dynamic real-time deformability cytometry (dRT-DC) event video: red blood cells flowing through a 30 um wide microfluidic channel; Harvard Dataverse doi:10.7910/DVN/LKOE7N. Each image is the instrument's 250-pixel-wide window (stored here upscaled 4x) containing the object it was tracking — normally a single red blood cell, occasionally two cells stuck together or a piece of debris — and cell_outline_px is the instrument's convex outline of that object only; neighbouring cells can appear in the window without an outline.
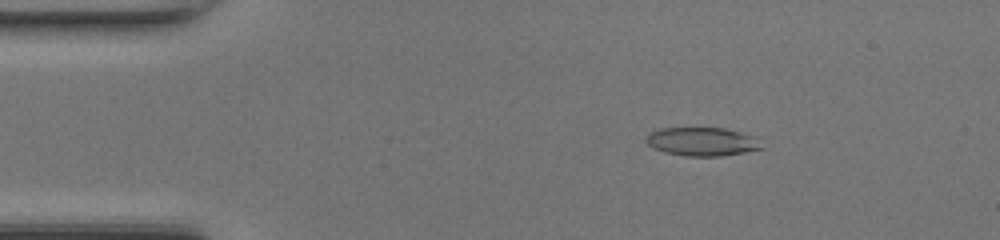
{"species": "common noctule bat (a hibernating species)", "species_latin": "Nyctalus noctula", "temperature_condition": "room temperature", "stored_images_in_passage": 48, "camera_frame_rate_fps": 3000, "um_per_image_px": 0.085, "animal": {"sex": "female", "body_mass_g": 17.0, "forearm_length_mm": 48.0}, "frame": {"image": 1, "passage_image": 8, "time_ms": 2.333, "image_size_px": [1000, 240], "cell_outline_px": [[764, 148], [744, 152], [720, 156], [684, 156], [664, 152], [652, 148], [644, 140], [644, 136], [648, 132], [660, 128], [724, 128], [740, 132], [752, 136]], "centroid_in_image_um": [59.58, 12.04], "position_along_channel_um": 25.4, "area_um2": 19.25}}
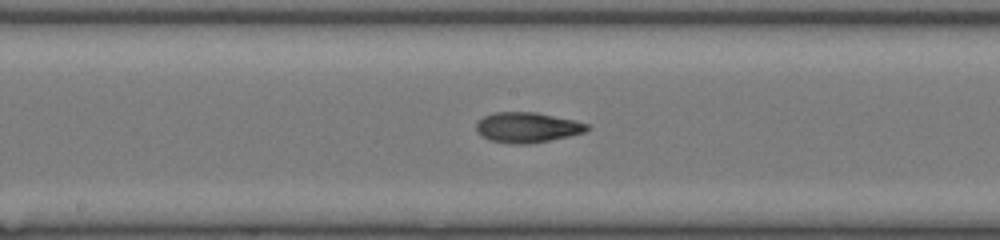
{"frame": {"image": 2, "passage_image": 25, "time_ms": 8.0, "image_size_px": [1000, 240], "cell_outline_px": [[592, 128], [584, 132], [568, 136], [528, 144], [516, 144], [488, 140], [476, 132], [476, 124], [484, 116], [492, 112], [536, 112], [572, 120], [588, 124]], "centroid_in_image_um": [44.79, 10.83], "position_along_channel_um": 203.4, "area_um2": 19.42}}
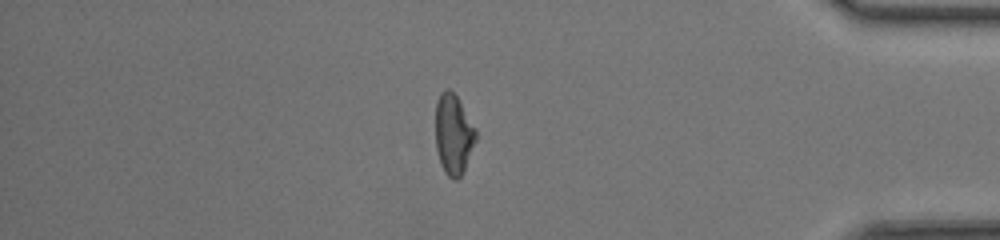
{"frame": {"image": 3, "passage_image": 41, "time_ms": 13.333, "image_size_px": [1000, 240], "cell_outline_px": [[476, 140], [464, 168], [460, 176], [456, 180], [452, 180], [444, 172], [440, 164], [436, 148], [436, 100], [440, 92], [448, 88], [456, 96], [476, 128]], "centroid_in_image_um": [38.52, 11.42], "position_along_channel_um": 396.7, "area_um2": 18.73}, "authors_computed_cell_mechanics": {"area_um2": 19.2763, "velocity_mm_per_s": 4.3157, "shape_relaxation_time_tau1_ms": null, "shape_relaxation_time_tau2_ms": 2.9933, "deformation_change_tau1": null, "deformation_change_tau2": 0.1069}}